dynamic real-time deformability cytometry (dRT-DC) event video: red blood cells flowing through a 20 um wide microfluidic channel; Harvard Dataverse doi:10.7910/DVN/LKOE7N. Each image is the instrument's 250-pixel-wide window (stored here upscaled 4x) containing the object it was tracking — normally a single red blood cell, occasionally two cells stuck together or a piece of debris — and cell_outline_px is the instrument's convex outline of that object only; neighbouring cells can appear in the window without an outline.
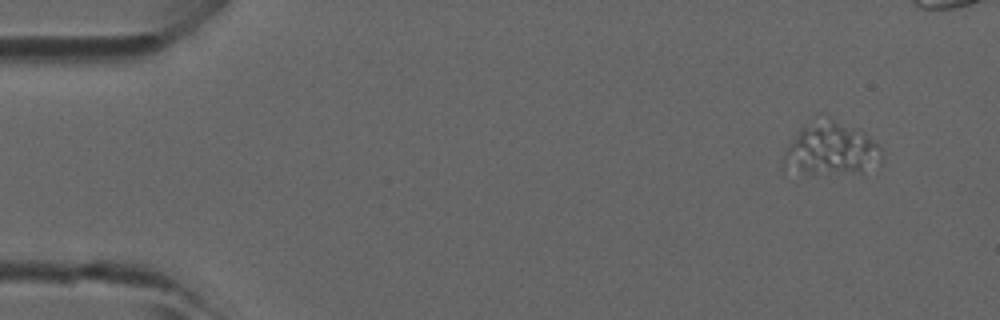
{"species": "common noctule bat (a hibernating species)", "species_latin": "Nyctalus noctula", "temperature_condition": "room temperature", "stored_images_in_passage": 3, "camera_frame_rate_fps": 3000, "um_per_image_px": 0.085, "animal": {"sex": "male", "forearm_length_mm": 52.5}, "frame": {"image": 1, "passage_image": 1, "time_ms": 0.0, "image_size_px": [1000, 320], "cell_outline_px": [[884, 156], [880, 164], [864, 172], [804, 172], [784, 164], [784, 152], [788, 144], [800, 128], [820, 112], [824, 112], [860, 128], [880, 144], [884, 148]], "centroid_in_image_um": [70.76, 12.52], "position_along_channel_um": 14.2, "area_um2": 31.15}}